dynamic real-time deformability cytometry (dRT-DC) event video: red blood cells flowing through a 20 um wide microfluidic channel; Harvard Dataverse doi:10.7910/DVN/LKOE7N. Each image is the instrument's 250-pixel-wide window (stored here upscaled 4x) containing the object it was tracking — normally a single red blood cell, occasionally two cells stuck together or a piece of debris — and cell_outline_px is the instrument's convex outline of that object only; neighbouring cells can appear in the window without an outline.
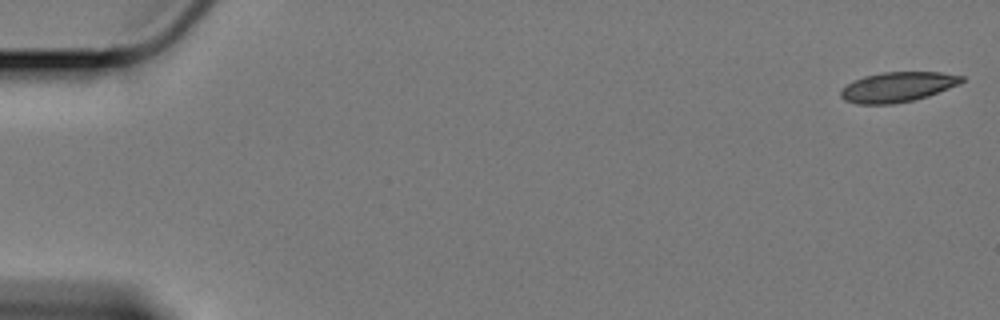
{"species": "Egyptian fruit bat (a non-hibernating species)", "species_latin": "Rousettus aegyptiacus", "temperature_condition": "cold", "stored_images_in_passage": 16, "camera_frame_rate_fps": 3000, "um_per_image_px": 0.085, "animal": {"sex": "female"}, "frame": {"image": 1, "passage_image": 1, "time_ms": 0.0, "image_size_px": [1000, 320], "cell_outline_px": [[964, 80], [960, 84], [928, 96], [912, 100], [892, 104], [856, 104], [844, 100], [840, 96], [840, 92], [848, 84], [864, 76], [884, 72], [940, 72], [964, 76]], "centroid_in_image_um": [76.31, 7.39], "position_along_channel_um": 8.7, "area_um2": 20.98}}
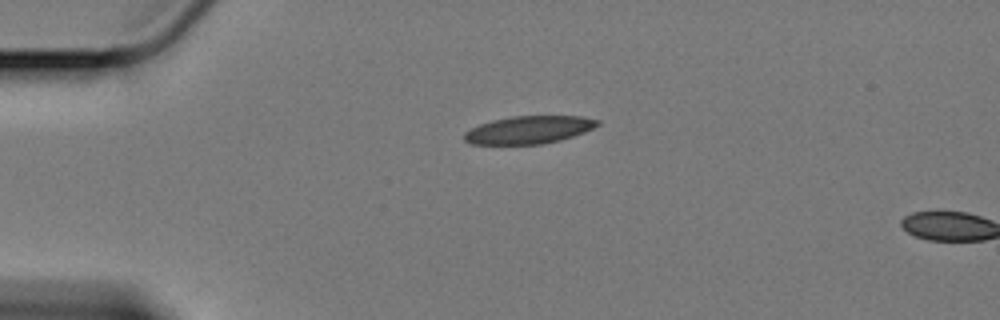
{"frame": {"image": 2, "passage_image": 14, "time_ms": 4.333, "image_size_px": [1000, 320], "cell_outline_px": [[600, 124], [584, 132], [560, 140], [540, 144], [472, 144], [464, 140], [464, 132], [480, 124], [492, 120], [512, 116], [580, 116], [600, 120]], "centroid_in_image_um": [44.95, 11.03], "position_along_channel_um": 40.1, "area_um2": 21.39}}